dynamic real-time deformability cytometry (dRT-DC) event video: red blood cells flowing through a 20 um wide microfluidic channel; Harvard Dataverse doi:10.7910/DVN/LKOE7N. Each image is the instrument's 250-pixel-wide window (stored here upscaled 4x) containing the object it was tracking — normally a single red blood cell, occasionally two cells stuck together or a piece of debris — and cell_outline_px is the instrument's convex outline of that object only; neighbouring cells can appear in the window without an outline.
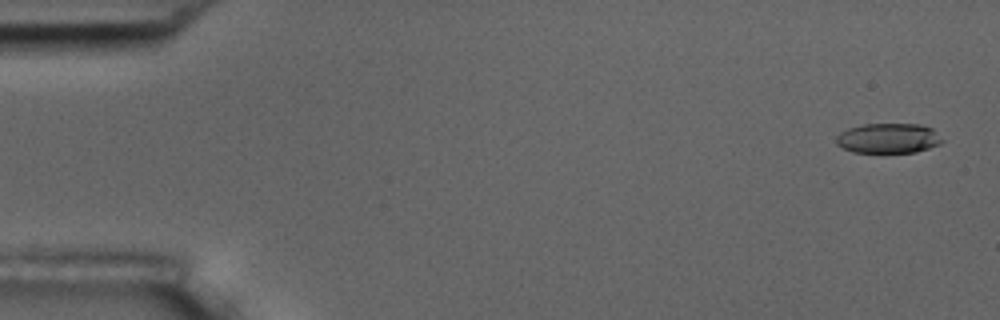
{"species": "common noctule bat (a hibernating species)", "species_latin": "Nyctalus noctula", "temperature_condition": "room temperature", "stored_images_in_passage": 57, "camera_frame_rate_fps": 3000, "um_per_image_px": 0.085, "animal": {"sex": "male", "body_mass_g": 17.5, "forearm_length_mm": 52.3}, "frame": {"image": 1, "passage_image": 2, "time_ms": 0.333, "image_size_px": [1000, 320], "cell_outline_px": [[944, 140], [940, 144], [916, 152], [852, 152], [836, 144], [836, 136], [840, 132], [848, 128], [864, 124], [920, 124], [932, 128]], "centroid_in_image_um": [75.51, 11.74], "position_along_channel_um": 9.5, "area_um2": 18.5}}
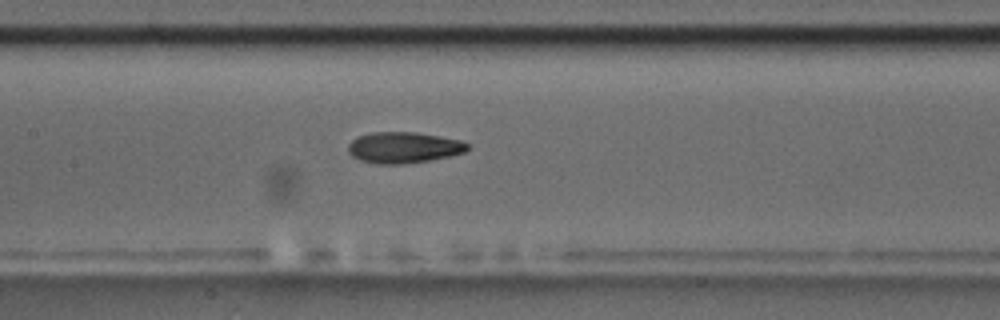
{"frame": {"image": 2, "passage_image": 27, "time_ms": 8.667, "image_size_px": [1000, 320], "cell_outline_px": [[468, 148], [464, 152], [432, 160], [404, 164], [376, 164], [360, 160], [352, 156], [348, 152], [348, 144], [356, 136], [372, 132], [416, 132], [460, 140], [468, 144]], "centroid_in_image_um": [34.26, 12.54], "position_along_channel_um": 173.1, "area_um2": 21.68}}
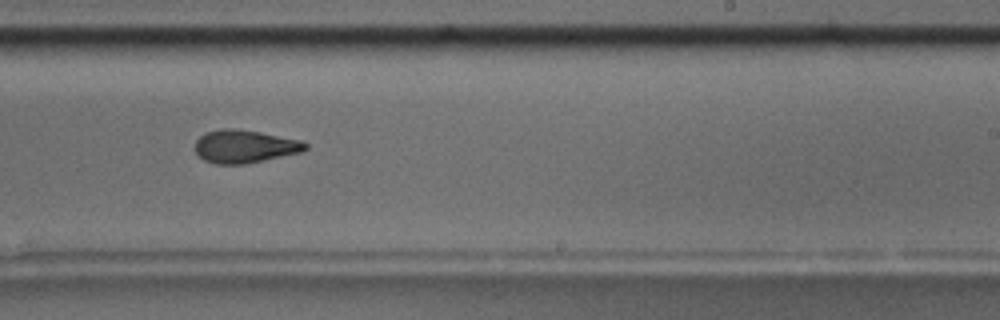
{"frame": {"image": 3, "passage_image": 35, "time_ms": 11.333, "image_size_px": [1000, 320], "cell_outline_px": [[308, 148], [300, 152], [264, 160], [244, 164], [216, 164], [204, 160], [196, 152], [196, 140], [204, 132], [220, 128], [236, 128], [260, 132], [304, 140], [308, 144]], "centroid_in_image_um": [20.81, 12.43], "position_along_channel_um": 268.2, "area_um2": 21.33}, "authors_computed_cell_mechanics": {"area_um2": 21.2126, "velocity_mm_per_s": 3.5825, "shape_relaxation_time_tau1_ms": 6.1545, "shape_relaxation_time_tau2_ms": 3.9613, "deformation_change_tau1": 0.1656, "deformation_change_tau2": 0.1241}}